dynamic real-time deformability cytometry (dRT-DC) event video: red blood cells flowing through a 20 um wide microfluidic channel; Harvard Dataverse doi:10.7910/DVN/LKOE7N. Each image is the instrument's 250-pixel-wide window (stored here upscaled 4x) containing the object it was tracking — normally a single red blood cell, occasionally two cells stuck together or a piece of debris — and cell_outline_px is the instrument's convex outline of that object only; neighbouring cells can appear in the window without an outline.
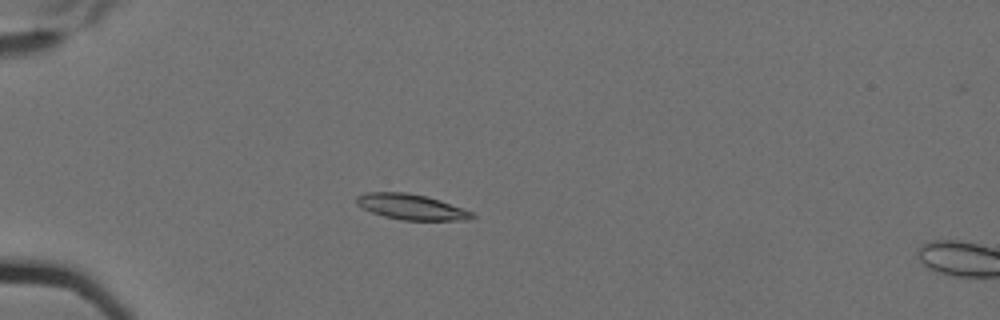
{"species": "Egyptian fruit bat (a non-hibernating species)", "species_latin": "Rousettus aegyptiacus", "temperature_condition": "cold", "stored_images_in_passage": 6, "camera_frame_rate_fps": 3000, "um_per_image_px": 0.085, "animal": {"sex": "female"}, "frame": {"image": 1, "passage_image": 5, "time_ms": 1.333, "image_size_px": [1000, 320], "cell_outline_px": [[476, 216], [472, 220], [400, 220], [384, 216], [372, 212], [356, 204], [356, 196], [364, 192], [408, 192], [440, 200], [464, 208], [472, 212]], "centroid_in_image_um": [34.97, 17.58], "position_along_channel_um": 50.0, "area_um2": 17.28}}